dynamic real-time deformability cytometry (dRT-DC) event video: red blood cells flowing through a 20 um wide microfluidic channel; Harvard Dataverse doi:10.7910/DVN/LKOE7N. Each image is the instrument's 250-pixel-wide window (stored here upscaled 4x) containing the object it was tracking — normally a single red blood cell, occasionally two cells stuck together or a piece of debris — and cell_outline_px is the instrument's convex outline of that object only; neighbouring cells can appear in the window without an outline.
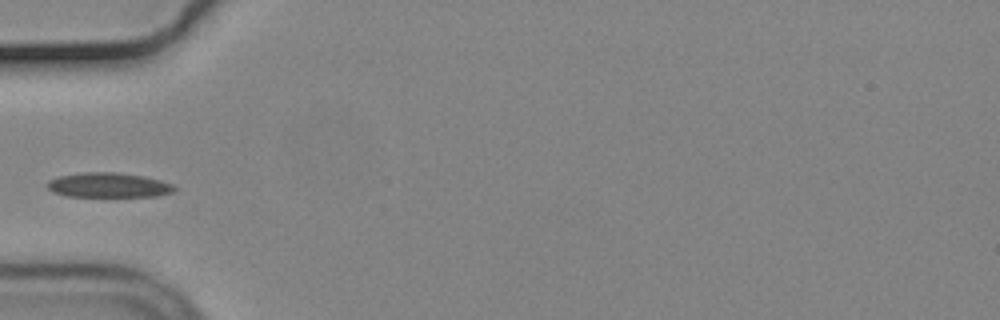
{"species": "common noctule bat (a hibernating species)", "species_latin": "Nyctalus noctula", "temperature_condition": "cold", "stored_images_in_passage": 38, "camera_frame_rate_fps": 3000, "um_per_image_px": 0.085, "animal": {"sex": "male", "body_mass_g": 19.2, "forearm_length_mm": 51.8}, "frame": {"image": 1, "passage_image": 1, "time_ms": 0.0, "image_size_px": [1000, 320], "cell_outline_px": [[176, 188], [172, 192], [156, 196], [68, 196], [52, 192], [44, 184], [48, 180], [56, 176], [84, 172], [120, 172], [144, 176], [160, 180], [172, 184]], "centroid_in_image_um": [9.17, 15.72], "position_along_channel_um": 75.8, "area_um2": 18.44}}
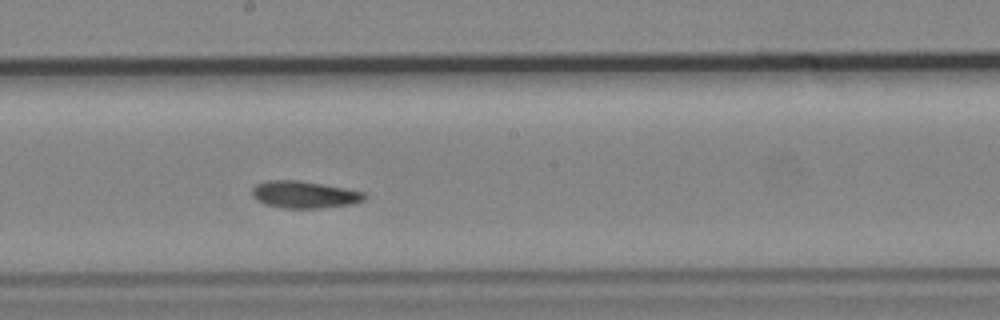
{"frame": {"image": 2, "passage_image": 13, "time_ms": 4.0, "image_size_px": [1000, 320], "cell_outline_px": [[368, 196], [364, 200], [352, 204], [320, 208], [284, 208], [264, 204], [256, 200], [252, 196], [252, 188], [256, 184], [268, 180], [300, 180], [344, 188], [364, 192]], "centroid_in_image_um": [25.85, 16.54], "position_along_channel_um": 222.3, "area_um2": 17.8}}
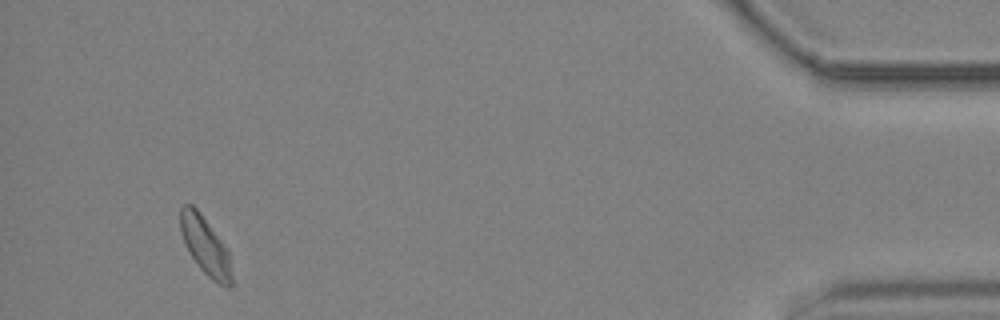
{"frame": {"image": 3, "passage_image": 35, "time_ms": 11.333, "image_size_px": [1000, 320], "cell_outline_px": [[232, 284], [228, 288], [224, 288], [212, 280], [200, 268], [184, 244], [180, 232], [180, 208], [184, 204], [192, 204], [200, 212], [228, 248], [232, 276]], "centroid_in_image_um": [17.46, 20.9], "position_along_channel_um": 417.7, "area_um2": 17.57}}